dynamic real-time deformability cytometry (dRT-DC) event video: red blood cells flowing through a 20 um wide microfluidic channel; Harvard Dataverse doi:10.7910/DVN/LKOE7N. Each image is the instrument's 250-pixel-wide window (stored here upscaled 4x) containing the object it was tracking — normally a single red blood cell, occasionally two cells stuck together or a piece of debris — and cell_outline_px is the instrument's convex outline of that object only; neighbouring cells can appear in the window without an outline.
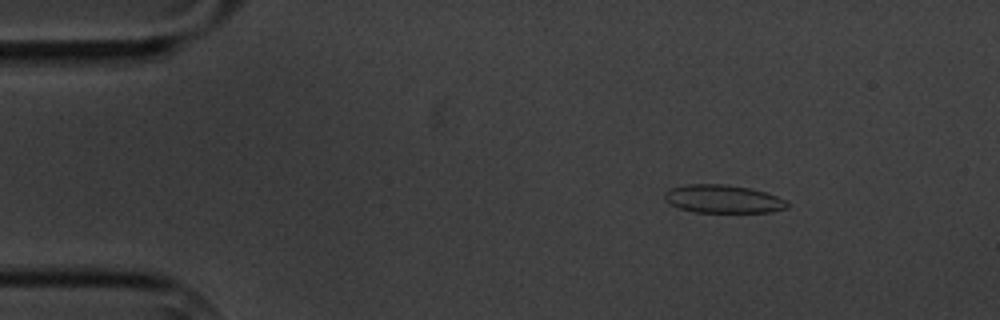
{"species": "common noctule bat (a hibernating species)", "species_latin": "Nyctalus noctula", "temperature_condition": "cold", "stored_images_in_passage": 6, "camera_frame_rate_fps": 3000, "um_per_image_px": 0.085, "animal": {"sex": "male", "body_mass_g": 20.1, "forearm_length_mm": 53.5}, "frame": {"image": 1, "passage_image": 2, "time_ms": 1.333, "image_size_px": [1000, 320], "cell_outline_px": [[788, 208], [772, 212], [696, 212], [680, 208], [664, 200], [664, 192], [672, 188], [684, 184], [724, 184], [748, 188], [764, 192], [776, 196], [784, 200], [788, 204]], "centroid_in_image_um": [61.44, 16.91], "position_along_channel_um": 23.6, "area_um2": 19.94}}
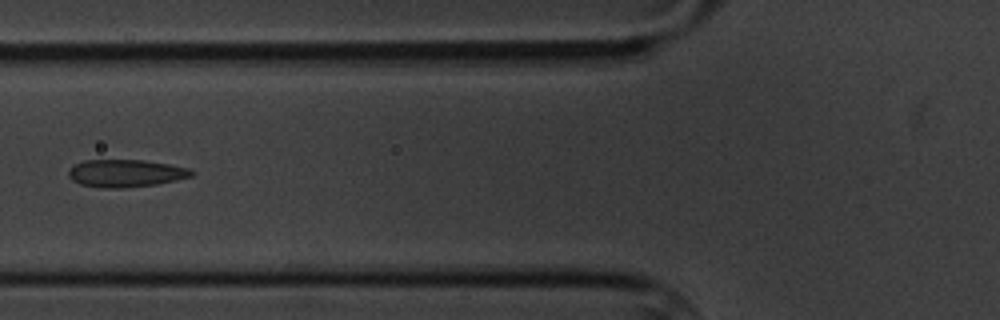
{"frame": {"image": 2, "passage_image": 6, "time_ms": 6.0, "image_size_px": [1000, 320], "cell_outline_px": [[196, 172], [192, 176], [176, 180], [156, 184], [124, 188], [104, 188], [80, 184], [72, 180], [68, 176], [68, 168], [72, 164], [84, 160], [144, 160], [168, 164], [188, 168]], "centroid_in_image_um": [10.64, 14.72], "position_along_channel_um": 115.2, "area_um2": 19.88}}